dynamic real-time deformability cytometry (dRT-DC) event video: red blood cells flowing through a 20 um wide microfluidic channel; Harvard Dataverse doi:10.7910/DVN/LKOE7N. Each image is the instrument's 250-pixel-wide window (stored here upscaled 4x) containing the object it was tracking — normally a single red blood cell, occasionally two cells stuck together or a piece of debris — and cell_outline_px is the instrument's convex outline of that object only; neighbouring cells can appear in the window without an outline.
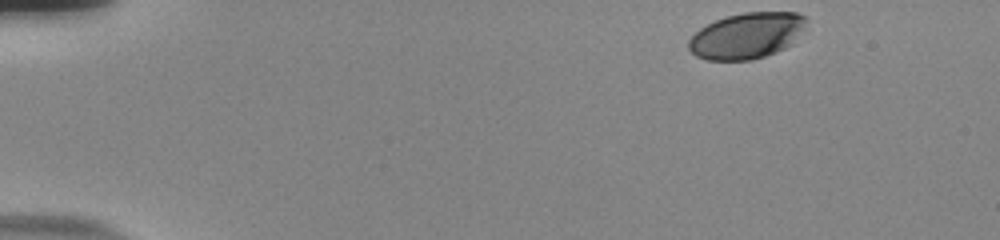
{"species": "human", "species_latin": "Homo sapiens", "temperature_condition": "room temperature", "stored_images_in_passage": 44, "camera_frame_rate_fps": 3000, "um_per_image_px": 0.085, "donor": {"sex": "male"}, "frame": {"image": 1, "passage_image": 1, "time_ms": 0.0, "image_size_px": [1000, 240], "cell_outline_px": [[808, 20], [788, 44], [784, 48], [776, 52], [764, 56], [748, 60], [708, 60], [696, 56], [688, 48], [688, 40], [700, 28], [724, 16], [744, 12], [796, 12], [804, 16]], "centroid_in_image_um": [63.41, 3.02], "position_along_channel_um": 21.6, "area_um2": 30.98}}
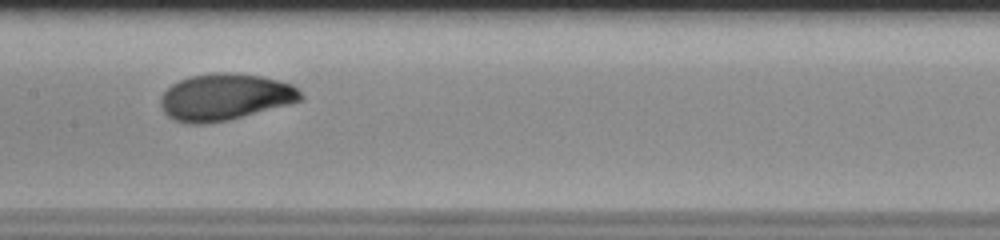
{"frame": {"image": 2, "passage_image": 24, "time_ms": 7.667, "image_size_px": [1000, 240], "cell_outline_px": [[304, 96], [300, 100], [288, 104], [228, 120], [208, 124], [188, 124], [172, 120], [164, 112], [160, 104], [160, 96], [172, 84], [180, 80], [192, 76], [212, 72], [236, 72], [264, 76], [292, 84]], "centroid_in_image_um": [19.09, 8.24], "position_along_channel_um": 188.3, "area_um2": 38.26}}
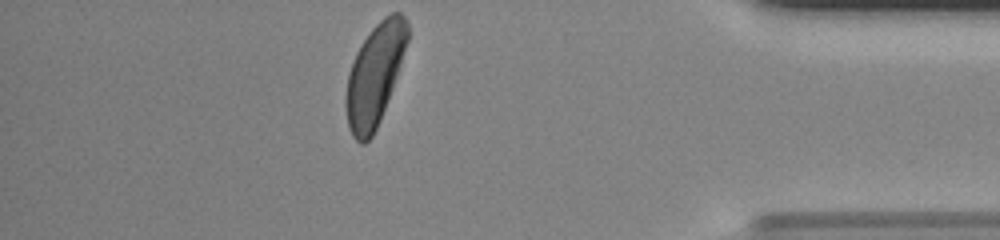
{"frame": {"image": 3, "passage_image": 44, "time_ms": 14.333, "image_size_px": [1000, 240], "cell_outline_px": [[408, 40], [392, 88], [380, 120], [372, 136], [364, 144], [360, 144], [352, 136], [348, 128], [344, 104], [344, 96], [348, 72], [356, 52], [372, 28], [384, 16], [392, 12], [400, 12], [404, 16], [408, 24]], "centroid_in_image_um": [31.81, 6.38], "position_along_channel_um": 403.4, "area_um2": 36.3}, "authors_computed_cell_mechanics": {"area_um2": 36.9631, "velocity_mm_per_s": 3.7039, "shape_relaxation_time_tau1_ms": 3.0225, "shape_relaxation_time_tau2_ms": null, "deformation_change_tau1": 0.1435, "deformation_change_tau2": null}}